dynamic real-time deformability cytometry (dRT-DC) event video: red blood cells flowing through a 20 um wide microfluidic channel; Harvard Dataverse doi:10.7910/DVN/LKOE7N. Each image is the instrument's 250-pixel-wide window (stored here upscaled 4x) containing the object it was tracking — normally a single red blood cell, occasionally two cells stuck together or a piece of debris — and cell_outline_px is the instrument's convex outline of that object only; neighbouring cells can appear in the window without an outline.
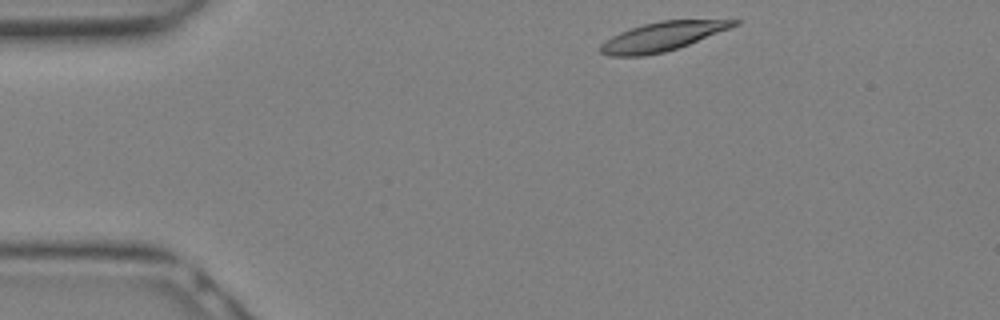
{"species": "Egyptian fruit bat (a non-hibernating species)", "species_latin": "Rousettus aegyptiacus", "temperature_condition": "warm", "stored_images_in_passage": 25, "camera_frame_rate_fps": 3000, "um_per_image_px": 0.085, "animal": {"sex": "female"}, "frame": {"image": 1, "passage_image": 1, "time_ms": 0.0, "image_size_px": [1000, 320], "cell_outline_px": [[740, 24], [732, 28], [688, 44], [664, 52], [644, 56], [608, 56], [600, 52], [600, 44], [604, 40], [620, 32], [644, 24], [660, 20], [740, 20]], "centroid_in_image_um": [56.29, 3.11], "position_along_channel_um": 28.7, "area_um2": 22.43}}
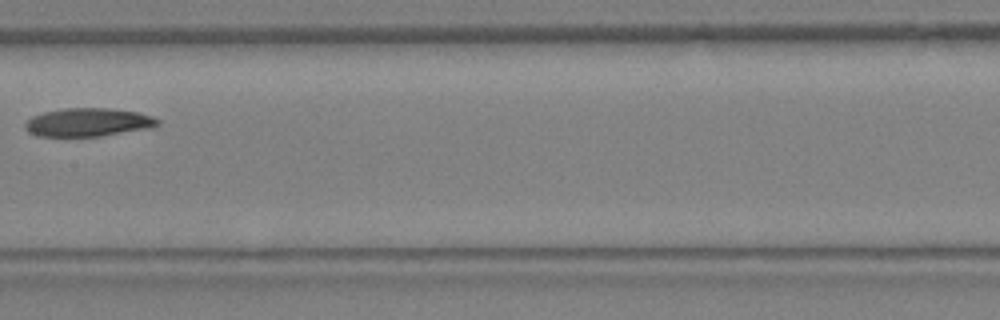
{"frame": {"image": 2, "passage_image": 11, "time_ms": 3.333, "image_size_px": [1000, 320], "cell_outline_px": [[160, 124], [152, 128], [100, 136], [36, 136], [28, 132], [24, 128], [24, 124], [32, 116], [44, 112], [64, 108], [112, 108], [136, 112], [152, 116], [160, 120]], "centroid_in_image_um": [7.5, 10.39], "position_along_channel_um": 199.9, "area_um2": 22.02}}
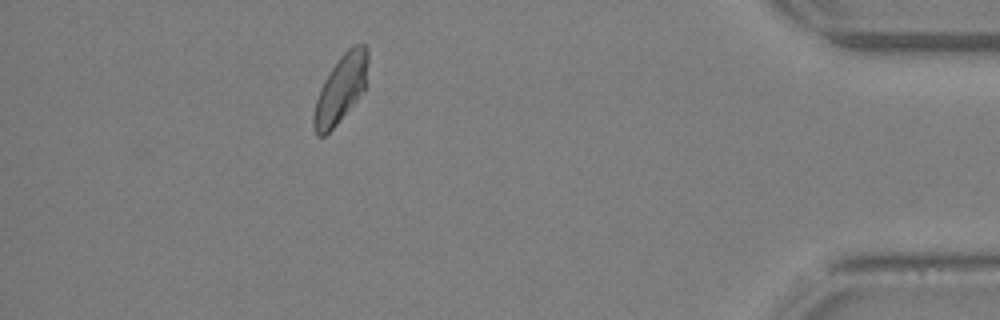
{"frame": {"image": 3, "passage_image": 22, "time_ms": 7.0, "image_size_px": [1000, 320], "cell_outline_px": [[368, 60], [364, 92], [336, 124], [324, 136], [316, 136], [312, 128], [312, 116], [316, 100], [320, 88], [324, 80], [340, 56], [348, 48], [356, 44], [364, 44], [368, 48]], "centroid_in_image_um": [28.95, 7.56], "position_along_channel_um": 406.2, "area_um2": 21.33}}